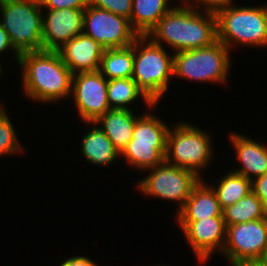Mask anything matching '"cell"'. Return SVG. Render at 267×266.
<instances>
[{
    "label": "cell",
    "instance_id": "15",
    "mask_svg": "<svg viewBox=\"0 0 267 266\" xmlns=\"http://www.w3.org/2000/svg\"><path fill=\"white\" fill-rule=\"evenodd\" d=\"M104 50L102 45L84 33L57 49L62 61L73 74L99 70Z\"/></svg>",
    "mask_w": 267,
    "mask_h": 266
},
{
    "label": "cell",
    "instance_id": "14",
    "mask_svg": "<svg viewBox=\"0 0 267 266\" xmlns=\"http://www.w3.org/2000/svg\"><path fill=\"white\" fill-rule=\"evenodd\" d=\"M84 11L73 8L43 9V50H57L83 33Z\"/></svg>",
    "mask_w": 267,
    "mask_h": 266
},
{
    "label": "cell",
    "instance_id": "25",
    "mask_svg": "<svg viewBox=\"0 0 267 266\" xmlns=\"http://www.w3.org/2000/svg\"><path fill=\"white\" fill-rule=\"evenodd\" d=\"M5 107L0 102V157L21 154L24 151Z\"/></svg>",
    "mask_w": 267,
    "mask_h": 266
},
{
    "label": "cell",
    "instance_id": "6",
    "mask_svg": "<svg viewBox=\"0 0 267 266\" xmlns=\"http://www.w3.org/2000/svg\"><path fill=\"white\" fill-rule=\"evenodd\" d=\"M209 134L210 132L185 121L175 123L167 135L165 161L191 170L204 179L202 171L215 159L213 138Z\"/></svg>",
    "mask_w": 267,
    "mask_h": 266
},
{
    "label": "cell",
    "instance_id": "5",
    "mask_svg": "<svg viewBox=\"0 0 267 266\" xmlns=\"http://www.w3.org/2000/svg\"><path fill=\"white\" fill-rule=\"evenodd\" d=\"M156 106L158 104L146 107L149 112L146 111L138 116L132 139L121 153L126 164L133 169H139V172L146 173V170L165 161L167 135L171 126L154 115L152 109H156Z\"/></svg>",
    "mask_w": 267,
    "mask_h": 266
},
{
    "label": "cell",
    "instance_id": "12",
    "mask_svg": "<svg viewBox=\"0 0 267 266\" xmlns=\"http://www.w3.org/2000/svg\"><path fill=\"white\" fill-rule=\"evenodd\" d=\"M108 80L99 70L78 72L72 76L71 96L80 120L95 122L110 110L107 97Z\"/></svg>",
    "mask_w": 267,
    "mask_h": 266
},
{
    "label": "cell",
    "instance_id": "28",
    "mask_svg": "<svg viewBox=\"0 0 267 266\" xmlns=\"http://www.w3.org/2000/svg\"><path fill=\"white\" fill-rule=\"evenodd\" d=\"M42 9H85L88 0H40Z\"/></svg>",
    "mask_w": 267,
    "mask_h": 266
},
{
    "label": "cell",
    "instance_id": "7",
    "mask_svg": "<svg viewBox=\"0 0 267 266\" xmlns=\"http://www.w3.org/2000/svg\"><path fill=\"white\" fill-rule=\"evenodd\" d=\"M0 10V24L20 55L43 50V9L40 0H0Z\"/></svg>",
    "mask_w": 267,
    "mask_h": 266
},
{
    "label": "cell",
    "instance_id": "9",
    "mask_svg": "<svg viewBox=\"0 0 267 266\" xmlns=\"http://www.w3.org/2000/svg\"><path fill=\"white\" fill-rule=\"evenodd\" d=\"M146 171L149 174L136 183L138 192L150 198L156 197L178 203L177 213L183 208L193 187L201 179L193 171L166 161Z\"/></svg>",
    "mask_w": 267,
    "mask_h": 266
},
{
    "label": "cell",
    "instance_id": "2",
    "mask_svg": "<svg viewBox=\"0 0 267 266\" xmlns=\"http://www.w3.org/2000/svg\"><path fill=\"white\" fill-rule=\"evenodd\" d=\"M147 36L173 53L208 47L217 41V17L178 3Z\"/></svg>",
    "mask_w": 267,
    "mask_h": 266
},
{
    "label": "cell",
    "instance_id": "8",
    "mask_svg": "<svg viewBox=\"0 0 267 266\" xmlns=\"http://www.w3.org/2000/svg\"><path fill=\"white\" fill-rule=\"evenodd\" d=\"M231 51L220 41L204 48L175 52L173 77L224 85L232 69Z\"/></svg>",
    "mask_w": 267,
    "mask_h": 266
},
{
    "label": "cell",
    "instance_id": "34",
    "mask_svg": "<svg viewBox=\"0 0 267 266\" xmlns=\"http://www.w3.org/2000/svg\"><path fill=\"white\" fill-rule=\"evenodd\" d=\"M3 69H2V64H1V62H0V78H1V74H2V71Z\"/></svg>",
    "mask_w": 267,
    "mask_h": 266
},
{
    "label": "cell",
    "instance_id": "18",
    "mask_svg": "<svg viewBox=\"0 0 267 266\" xmlns=\"http://www.w3.org/2000/svg\"><path fill=\"white\" fill-rule=\"evenodd\" d=\"M89 130L81 137L80 151L91 165L107 167L115 163L121 154L95 122H87ZM90 124V125H89ZM93 125V126H92Z\"/></svg>",
    "mask_w": 267,
    "mask_h": 266
},
{
    "label": "cell",
    "instance_id": "21",
    "mask_svg": "<svg viewBox=\"0 0 267 266\" xmlns=\"http://www.w3.org/2000/svg\"><path fill=\"white\" fill-rule=\"evenodd\" d=\"M134 43L128 47L105 49L101 58V74L107 79L132 78Z\"/></svg>",
    "mask_w": 267,
    "mask_h": 266
},
{
    "label": "cell",
    "instance_id": "32",
    "mask_svg": "<svg viewBox=\"0 0 267 266\" xmlns=\"http://www.w3.org/2000/svg\"><path fill=\"white\" fill-rule=\"evenodd\" d=\"M233 266H267V265L260 261H248V262L237 263Z\"/></svg>",
    "mask_w": 267,
    "mask_h": 266
},
{
    "label": "cell",
    "instance_id": "26",
    "mask_svg": "<svg viewBox=\"0 0 267 266\" xmlns=\"http://www.w3.org/2000/svg\"><path fill=\"white\" fill-rule=\"evenodd\" d=\"M133 0H88V5L110 11L130 21Z\"/></svg>",
    "mask_w": 267,
    "mask_h": 266
},
{
    "label": "cell",
    "instance_id": "27",
    "mask_svg": "<svg viewBox=\"0 0 267 266\" xmlns=\"http://www.w3.org/2000/svg\"><path fill=\"white\" fill-rule=\"evenodd\" d=\"M177 3L192 7L198 11L217 15L220 11L233 4L234 0H179Z\"/></svg>",
    "mask_w": 267,
    "mask_h": 266
},
{
    "label": "cell",
    "instance_id": "30",
    "mask_svg": "<svg viewBox=\"0 0 267 266\" xmlns=\"http://www.w3.org/2000/svg\"><path fill=\"white\" fill-rule=\"evenodd\" d=\"M10 50L14 54L15 56L14 58L18 66L20 54L13 48L8 33L4 30L3 26L0 24V55H2L3 53L7 54L8 52H10Z\"/></svg>",
    "mask_w": 267,
    "mask_h": 266
},
{
    "label": "cell",
    "instance_id": "19",
    "mask_svg": "<svg viewBox=\"0 0 267 266\" xmlns=\"http://www.w3.org/2000/svg\"><path fill=\"white\" fill-rule=\"evenodd\" d=\"M133 109H110L100 116L95 123L110 139L115 148L121 154L132 139V133L136 119Z\"/></svg>",
    "mask_w": 267,
    "mask_h": 266
},
{
    "label": "cell",
    "instance_id": "1",
    "mask_svg": "<svg viewBox=\"0 0 267 266\" xmlns=\"http://www.w3.org/2000/svg\"><path fill=\"white\" fill-rule=\"evenodd\" d=\"M18 68L22 70L20 76L23 94L29 101L55 104L68 97L72 98L73 73L57 50L23 53L19 57Z\"/></svg>",
    "mask_w": 267,
    "mask_h": 266
},
{
    "label": "cell",
    "instance_id": "11",
    "mask_svg": "<svg viewBox=\"0 0 267 266\" xmlns=\"http://www.w3.org/2000/svg\"><path fill=\"white\" fill-rule=\"evenodd\" d=\"M267 246V218L227 226L221 255L233 266L260 261Z\"/></svg>",
    "mask_w": 267,
    "mask_h": 266
},
{
    "label": "cell",
    "instance_id": "31",
    "mask_svg": "<svg viewBox=\"0 0 267 266\" xmlns=\"http://www.w3.org/2000/svg\"><path fill=\"white\" fill-rule=\"evenodd\" d=\"M59 266H99L89 257L82 255H75L68 257Z\"/></svg>",
    "mask_w": 267,
    "mask_h": 266
},
{
    "label": "cell",
    "instance_id": "4",
    "mask_svg": "<svg viewBox=\"0 0 267 266\" xmlns=\"http://www.w3.org/2000/svg\"><path fill=\"white\" fill-rule=\"evenodd\" d=\"M165 48L148 36H138L134 41L132 79L153 104L160 103L173 78L174 53Z\"/></svg>",
    "mask_w": 267,
    "mask_h": 266
},
{
    "label": "cell",
    "instance_id": "22",
    "mask_svg": "<svg viewBox=\"0 0 267 266\" xmlns=\"http://www.w3.org/2000/svg\"><path fill=\"white\" fill-rule=\"evenodd\" d=\"M107 97L110 109L131 110L133 108L131 105L139 99L143 100L145 107L153 105L132 78L108 80Z\"/></svg>",
    "mask_w": 267,
    "mask_h": 266
},
{
    "label": "cell",
    "instance_id": "10",
    "mask_svg": "<svg viewBox=\"0 0 267 266\" xmlns=\"http://www.w3.org/2000/svg\"><path fill=\"white\" fill-rule=\"evenodd\" d=\"M83 33L105 49L128 47L139 36L127 18L90 5L84 11Z\"/></svg>",
    "mask_w": 267,
    "mask_h": 266
},
{
    "label": "cell",
    "instance_id": "33",
    "mask_svg": "<svg viewBox=\"0 0 267 266\" xmlns=\"http://www.w3.org/2000/svg\"><path fill=\"white\" fill-rule=\"evenodd\" d=\"M260 262H262V263L267 265V246H266V249H265V252H264L263 256L260 259Z\"/></svg>",
    "mask_w": 267,
    "mask_h": 266
},
{
    "label": "cell",
    "instance_id": "35",
    "mask_svg": "<svg viewBox=\"0 0 267 266\" xmlns=\"http://www.w3.org/2000/svg\"><path fill=\"white\" fill-rule=\"evenodd\" d=\"M156 266H167V265H166V264H163V265H160V264L158 265V264H157Z\"/></svg>",
    "mask_w": 267,
    "mask_h": 266
},
{
    "label": "cell",
    "instance_id": "16",
    "mask_svg": "<svg viewBox=\"0 0 267 266\" xmlns=\"http://www.w3.org/2000/svg\"><path fill=\"white\" fill-rule=\"evenodd\" d=\"M229 134V141L237 156L236 162L241 165L231 170L251 181L267 173V145L238 132L231 131Z\"/></svg>",
    "mask_w": 267,
    "mask_h": 266
},
{
    "label": "cell",
    "instance_id": "24",
    "mask_svg": "<svg viewBox=\"0 0 267 266\" xmlns=\"http://www.w3.org/2000/svg\"><path fill=\"white\" fill-rule=\"evenodd\" d=\"M226 226L267 218L261 200L251 191L246 197L223 210Z\"/></svg>",
    "mask_w": 267,
    "mask_h": 266
},
{
    "label": "cell",
    "instance_id": "20",
    "mask_svg": "<svg viewBox=\"0 0 267 266\" xmlns=\"http://www.w3.org/2000/svg\"><path fill=\"white\" fill-rule=\"evenodd\" d=\"M170 2V0H133L130 16L133 30L139 36H147L158 21L175 6Z\"/></svg>",
    "mask_w": 267,
    "mask_h": 266
},
{
    "label": "cell",
    "instance_id": "13",
    "mask_svg": "<svg viewBox=\"0 0 267 266\" xmlns=\"http://www.w3.org/2000/svg\"><path fill=\"white\" fill-rule=\"evenodd\" d=\"M188 245L201 264L208 263L212 254L222 253L227 226L224 216L209 217L199 221H176Z\"/></svg>",
    "mask_w": 267,
    "mask_h": 266
},
{
    "label": "cell",
    "instance_id": "23",
    "mask_svg": "<svg viewBox=\"0 0 267 266\" xmlns=\"http://www.w3.org/2000/svg\"><path fill=\"white\" fill-rule=\"evenodd\" d=\"M210 186L215 191L222 210L237 203L252 191L251 180L232 170L221 175V179L217 181V186L213 184Z\"/></svg>",
    "mask_w": 267,
    "mask_h": 266
},
{
    "label": "cell",
    "instance_id": "3",
    "mask_svg": "<svg viewBox=\"0 0 267 266\" xmlns=\"http://www.w3.org/2000/svg\"><path fill=\"white\" fill-rule=\"evenodd\" d=\"M216 17L217 40L230 51L237 45L267 48V3L247 7L233 3Z\"/></svg>",
    "mask_w": 267,
    "mask_h": 266
},
{
    "label": "cell",
    "instance_id": "29",
    "mask_svg": "<svg viewBox=\"0 0 267 266\" xmlns=\"http://www.w3.org/2000/svg\"><path fill=\"white\" fill-rule=\"evenodd\" d=\"M252 192L261 200L267 212V173L251 181Z\"/></svg>",
    "mask_w": 267,
    "mask_h": 266
},
{
    "label": "cell",
    "instance_id": "17",
    "mask_svg": "<svg viewBox=\"0 0 267 266\" xmlns=\"http://www.w3.org/2000/svg\"><path fill=\"white\" fill-rule=\"evenodd\" d=\"M223 216V210L213 188L204 179L193 187L190 197L176 214V221H199Z\"/></svg>",
    "mask_w": 267,
    "mask_h": 266
}]
</instances>
